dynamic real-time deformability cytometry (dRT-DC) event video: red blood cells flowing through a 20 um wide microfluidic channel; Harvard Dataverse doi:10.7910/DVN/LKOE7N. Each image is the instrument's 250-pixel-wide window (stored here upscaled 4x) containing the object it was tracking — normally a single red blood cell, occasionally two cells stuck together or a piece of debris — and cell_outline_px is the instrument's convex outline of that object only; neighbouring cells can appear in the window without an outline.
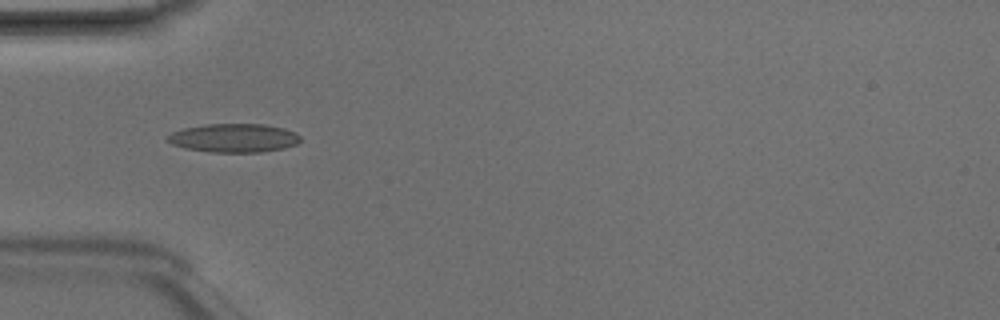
{"species": "Egyptian fruit bat (a non-hibernating species)", "species_latin": "Rousettus aegyptiacus", "temperature_condition": "room temperature", "stored_images_in_passage": 5, "camera_frame_rate_fps": 3000, "um_per_image_px": 0.085, "animal": {"sex": "male"}, "frame": {"image": 1, "passage_image": 4, "time_ms": 1.0, "image_size_px": [1000, 320], "cell_outline_px": [[300, 140], [296, 144], [284, 148], [260, 152], [212, 152], [184, 148], [172, 144], [164, 140], [172, 132], [184, 128], [204, 124], [264, 124], [284, 128], [296, 132], [300, 136]], "centroid_in_image_um": [19.87, 11.72], "position_along_channel_um": 65.1, "area_um2": 22.25}}